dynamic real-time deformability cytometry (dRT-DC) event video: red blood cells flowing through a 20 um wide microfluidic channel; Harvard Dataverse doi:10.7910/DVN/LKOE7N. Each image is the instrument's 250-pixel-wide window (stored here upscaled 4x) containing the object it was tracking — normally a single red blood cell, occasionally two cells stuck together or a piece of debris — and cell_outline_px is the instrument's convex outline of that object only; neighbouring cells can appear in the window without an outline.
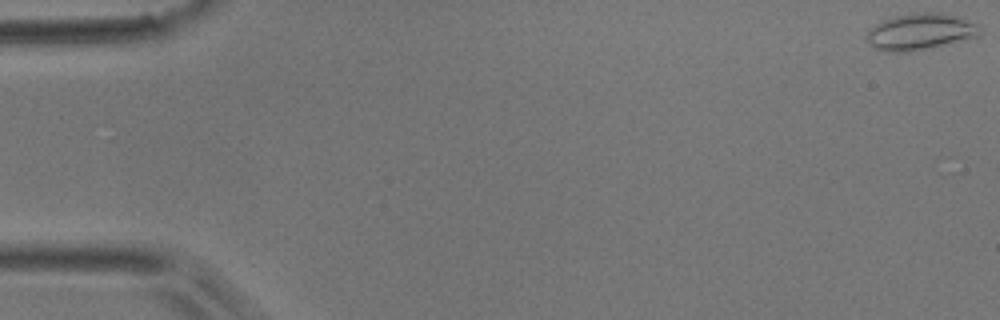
{"species": "common noctule bat (a hibernating species)", "species_latin": "Nyctalus noctula", "temperature_condition": "room temperature", "stored_images_in_passage": 26, "camera_frame_rate_fps": 3000, "um_per_image_px": 0.085, "animal": {"sex": "male", "body_mass_g": 17.9}, "frame": {"image": 1, "passage_image": 1, "time_ms": 0.0, "image_size_px": [1000, 320], "cell_outline_px": [[980, 32], [976, 36], [944, 44], [904, 52], [884, 52], [872, 48], [864, 40], [864, 36], [876, 24], [892, 16], [920, 12], [944, 12], [960, 16], [976, 24], [980, 28]], "centroid_in_image_um": [78.15, 2.68], "position_along_channel_um": 6.9, "area_um2": 23.99}}
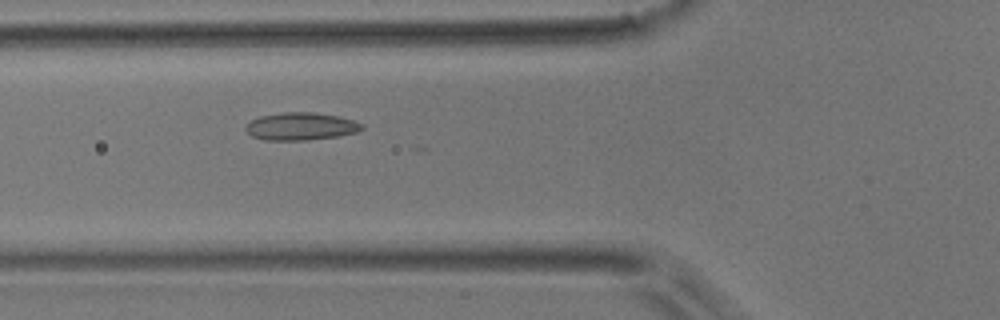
{"frame": {"image": 2, "passage_image": 19, "time_ms": 6.0, "image_size_px": [1000, 320], "cell_outline_px": [[364, 128], [360, 132], [340, 136], [308, 140], [264, 140], [252, 136], [244, 128], [244, 124], [260, 116], [284, 112], [312, 112], [340, 116], [352, 120], [360, 124]], "centroid_in_image_um": [25.57, 10.74], "position_along_channel_um": 100.2, "area_um2": 18.84}}
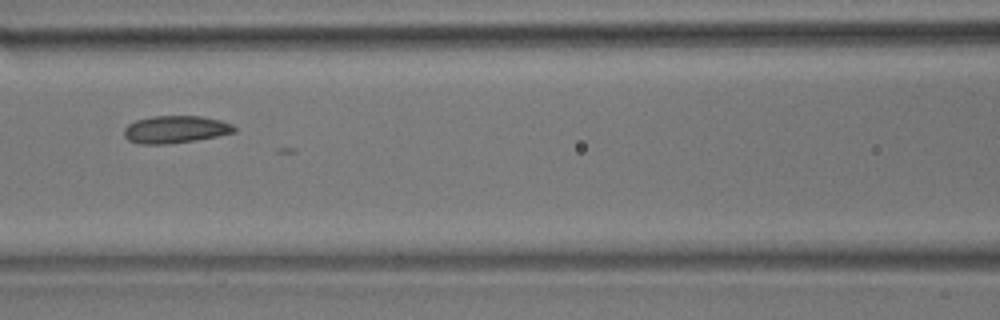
{"frame": {"image": 3, "passage_image": 23, "time_ms": 7.333, "image_size_px": [1000, 320], "cell_outline_px": [[236, 132], [196, 140], [168, 144], [140, 144], [128, 140], [124, 136], [124, 128], [128, 124], [136, 120], [152, 116], [200, 116], [220, 120], [232, 124], [236, 128]], "centroid_in_image_um": [14.89, 11.0], "position_along_channel_um": 151.7, "area_um2": 17.63}}